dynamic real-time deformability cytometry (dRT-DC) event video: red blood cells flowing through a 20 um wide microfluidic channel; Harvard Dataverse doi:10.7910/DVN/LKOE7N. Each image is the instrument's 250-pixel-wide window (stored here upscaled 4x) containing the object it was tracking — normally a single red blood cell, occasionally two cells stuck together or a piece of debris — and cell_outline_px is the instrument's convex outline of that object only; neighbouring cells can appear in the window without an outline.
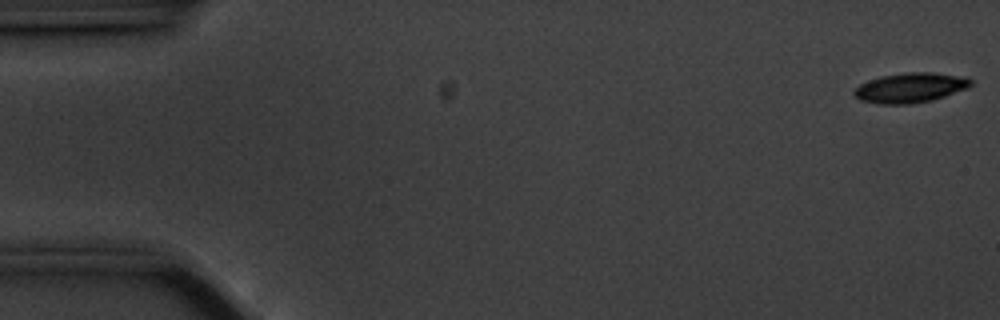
{"species": "common noctule bat (a hibernating species)", "species_latin": "Nyctalus noctula", "temperature_condition": "cold", "stored_images_in_passage": 57, "camera_frame_rate_fps": 3000, "um_per_image_px": 0.085, "animal": {"sex": "male", "body_mass_g": 20.1, "forearm_length_mm": 53.5}, "frame": {"image": 1, "passage_image": 1, "time_ms": 0.0, "image_size_px": [1000, 320], "cell_outline_px": [[972, 84], [968, 88], [932, 100], [908, 104], [880, 104], [860, 100], [852, 92], [860, 84], [880, 76], [904, 72], [932, 72], [956, 76], [972, 80]], "centroid_in_image_um": [77.34, 7.46], "position_along_channel_um": 7.7, "area_um2": 20.06}}
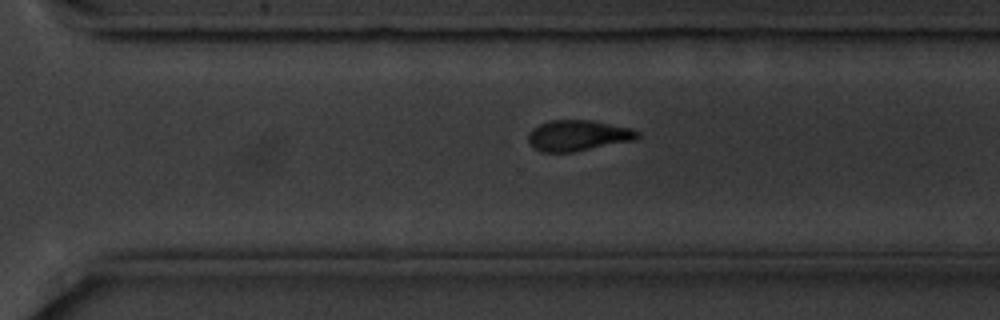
{"frame": {"image": 2, "passage_image": 39, "time_ms": 12.667, "image_size_px": [1000, 320], "cell_outline_px": [[640, 136], [636, 140], [572, 152], [540, 152], [532, 148], [528, 144], [528, 132], [532, 128], [548, 120], [592, 120], [632, 128], [640, 132]], "centroid_in_image_um": [49.11, 11.52], "position_along_channel_um": 321.5, "area_um2": 19.94}}
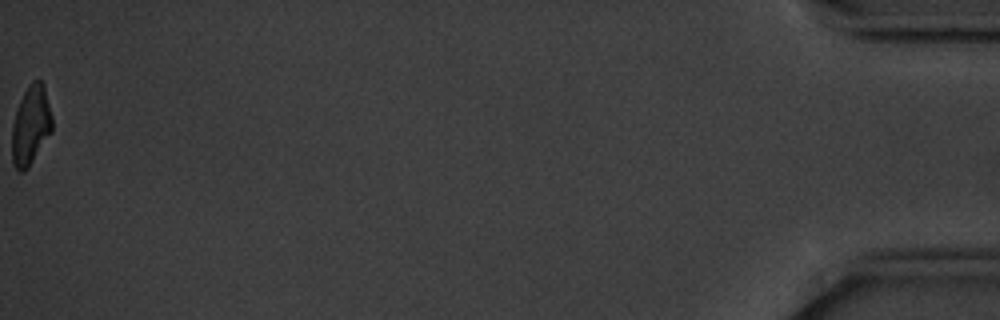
{"frame": {"image": 3, "passage_image": 57, "time_ms": 18.667, "image_size_px": [1000, 320], "cell_outline_px": [[52, 132], [28, 168], [24, 172], [20, 172], [12, 164], [12, 124], [16, 108], [24, 92], [32, 80], [40, 80], [44, 84], [52, 116]], "centroid_in_image_um": [2.61, 10.66], "position_along_channel_um": 432.6, "area_um2": 18.73}, "authors_computed_cell_mechanics": {"area_um2": 20.3456, "velocity_mm_per_s": 3.5196, "shape_relaxation_time_tau1_ms": 3.0443, "shape_relaxation_time_tau2_ms": 6.7321, "deformation_change_tau1": 0.1237, "deformation_change_tau2": 0.1481}}